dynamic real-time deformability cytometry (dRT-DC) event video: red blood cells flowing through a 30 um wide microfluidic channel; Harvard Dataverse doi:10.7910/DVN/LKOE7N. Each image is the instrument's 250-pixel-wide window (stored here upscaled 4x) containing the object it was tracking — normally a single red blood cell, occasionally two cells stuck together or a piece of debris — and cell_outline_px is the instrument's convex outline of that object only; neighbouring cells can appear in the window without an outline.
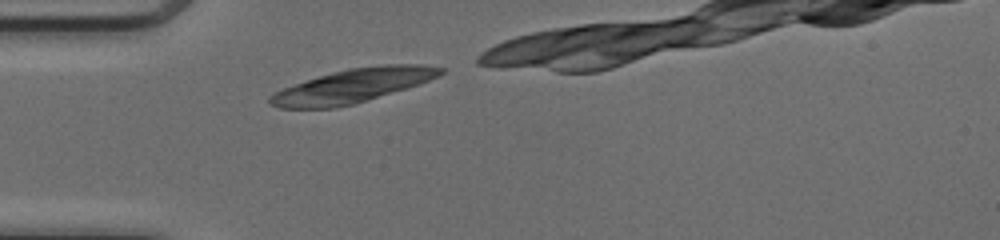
{"species": "common noctule bat (a hibernating species)", "species_latin": "Nyctalus noctula", "temperature_condition": "cold", "stored_images_in_passage": 8, "camera_frame_rate_fps": 3000, "um_per_image_px": 0.085, "animal": {"sex": "female", "body_mass_g": 17.0, "forearm_length_mm": 48.0}, "frame": {"image": 1, "passage_image": 1, "time_ms": 0.0, "image_size_px": [1000, 240], "cell_outline_px": [[444, 72], [428, 80], [404, 88], [352, 104], [336, 108], [280, 108], [268, 104], [268, 96], [284, 88], [332, 72], [348, 68], [380, 64], [420, 64], [444, 68]], "centroid_in_image_um": [29.93, 7.28], "position_along_channel_um": 55.1, "area_um2": 32.89}}